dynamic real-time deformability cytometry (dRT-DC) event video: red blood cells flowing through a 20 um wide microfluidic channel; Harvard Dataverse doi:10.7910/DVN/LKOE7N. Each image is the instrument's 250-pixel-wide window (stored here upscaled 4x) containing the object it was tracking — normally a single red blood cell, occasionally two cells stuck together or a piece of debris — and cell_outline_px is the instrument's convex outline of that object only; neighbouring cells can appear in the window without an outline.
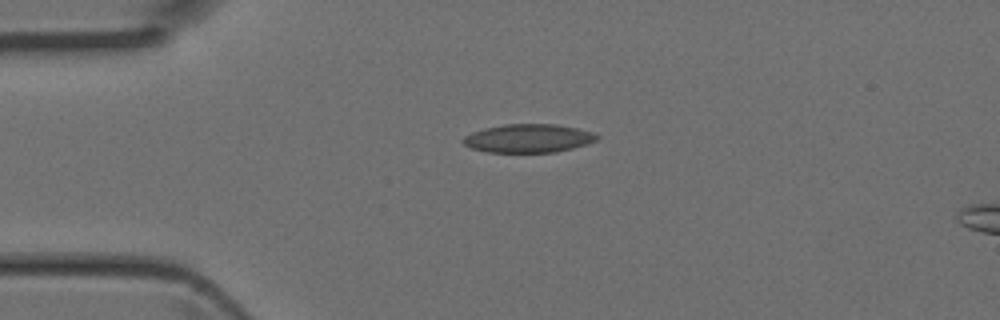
{"species": "Egyptian fruit bat (a non-hibernating species)", "species_latin": "Rousettus aegyptiacus", "temperature_condition": "room temperature", "stored_images_in_passage": 4, "camera_frame_rate_fps": 3000, "um_per_image_px": 0.085, "animal": {"sex": "female"}, "frame": {"image": 1, "passage_image": 4, "time_ms": 1.0, "image_size_px": [1000, 320], "cell_outline_px": [[600, 136], [596, 140], [588, 144], [556, 152], [488, 152], [472, 148], [464, 144], [460, 140], [464, 136], [472, 132], [484, 128], [504, 124], [556, 124], [576, 128], [592, 132]], "centroid_in_image_um": [44.9, 11.75], "position_along_channel_um": 40.1, "area_um2": 22.2}}